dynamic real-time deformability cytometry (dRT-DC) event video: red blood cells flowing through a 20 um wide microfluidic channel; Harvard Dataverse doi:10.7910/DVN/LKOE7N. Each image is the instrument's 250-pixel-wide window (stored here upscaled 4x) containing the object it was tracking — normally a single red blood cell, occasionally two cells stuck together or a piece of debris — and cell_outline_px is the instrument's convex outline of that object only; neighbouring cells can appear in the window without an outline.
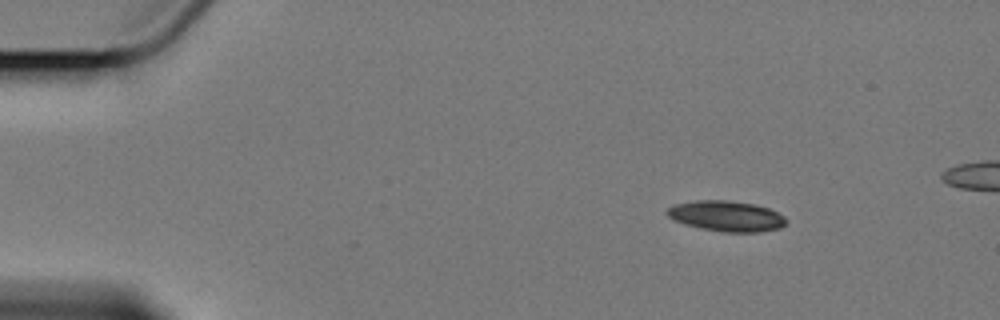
{"species": "Egyptian fruit bat (a non-hibernating species)", "species_latin": "Rousettus aegyptiacus", "temperature_condition": "cold", "stored_images_in_passage": 5, "camera_frame_rate_fps": 3000, "um_per_image_px": 0.085, "animal": {"sex": "female"}, "frame": {"image": 1, "passage_image": 1, "time_ms": 0.0, "image_size_px": [1000, 320], "cell_outline_px": [[788, 220], [780, 228], [760, 232], [724, 232], [700, 228], [684, 224], [672, 220], [664, 212], [668, 208], [676, 204], [696, 200], [728, 200], [756, 204], [768, 208], [784, 216]], "centroid_in_image_um": [61.73, 18.37], "position_along_channel_um": 23.3, "area_um2": 21.33}}